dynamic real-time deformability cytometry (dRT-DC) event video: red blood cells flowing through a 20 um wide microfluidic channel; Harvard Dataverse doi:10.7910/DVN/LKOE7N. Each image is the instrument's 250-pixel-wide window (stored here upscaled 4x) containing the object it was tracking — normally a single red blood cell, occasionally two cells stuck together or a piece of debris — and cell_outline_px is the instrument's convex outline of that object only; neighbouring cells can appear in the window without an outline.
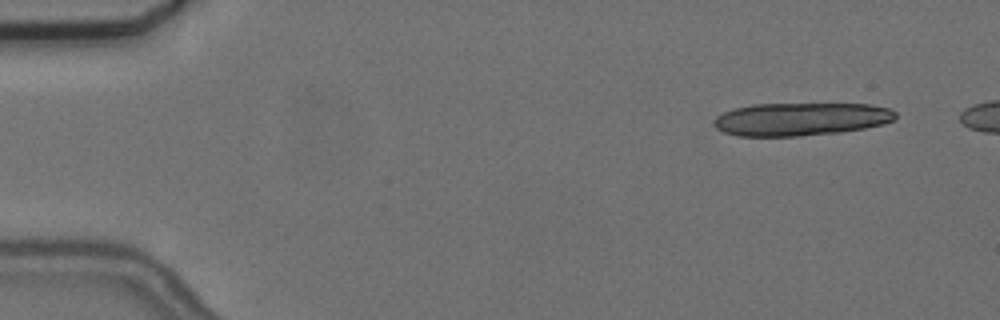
{"species": "common noctule bat (a hibernating species)", "species_latin": "Nyctalus noctula", "temperature_condition": "cold", "stored_images_in_passage": 11, "camera_frame_rate_fps": 3000, "um_per_image_px": 0.085, "animal": {"sex": "female", "body_mass_g": 24.6, "forearm_length_mm": 56.2}, "frame": {"image": 1, "passage_image": 1, "time_ms": 0.0, "image_size_px": [1000, 320], "cell_outline_px": [[896, 116], [892, 120], [884, 124], [864, 128], [840, 132], [800, 136], [736, 136], [724, 132], [716, 128], [712, 124], [712, 120], [716, 116], [724, 112], [736, 108], [752, 104], [868, 104], [888, 108], [896, 112]], "centroid_in_image_um": [68.03, 10.13], "position_along_channel_um": 17.0, "area_um2": 34.97}}